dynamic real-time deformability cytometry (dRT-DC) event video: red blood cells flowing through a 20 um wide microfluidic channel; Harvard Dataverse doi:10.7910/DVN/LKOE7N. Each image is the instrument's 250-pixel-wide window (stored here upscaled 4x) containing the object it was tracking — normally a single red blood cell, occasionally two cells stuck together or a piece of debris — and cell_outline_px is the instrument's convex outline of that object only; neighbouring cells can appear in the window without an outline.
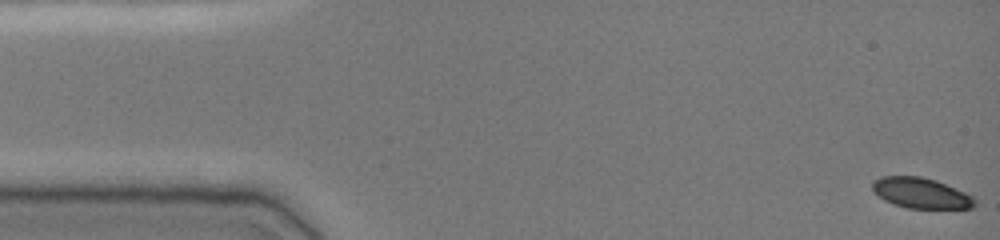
{"species": "common noctule bat (a hibernating species)", "species_latin": "Nyctalus noctula", "temperature_condition": "cold", "stored_images_in_passage": 48, "camera_frame_rate_fps": 3000, "um_per_image_px": 0.085, "animal": {"sex": "female", "body_mass_g": 19.0, "forearm_length_mm": 51.5}, "frame": {"image": 1, "passage_image": 1, "time_ms": 0.0, "image_size_px": [1000, 240], "cell_outline_px": [[976, 204], [972, 208], [908, 208], [892, 204], [884, 200], [872, 188], [872, 184], [880, 176], [920, 176], [936, 180], [964, 192], [972, 196], [976, 200]], "centroid_in_image_um": [78.29, 16.41], "position_along_channel_um": 6.7, "area_um2": 18.03}}
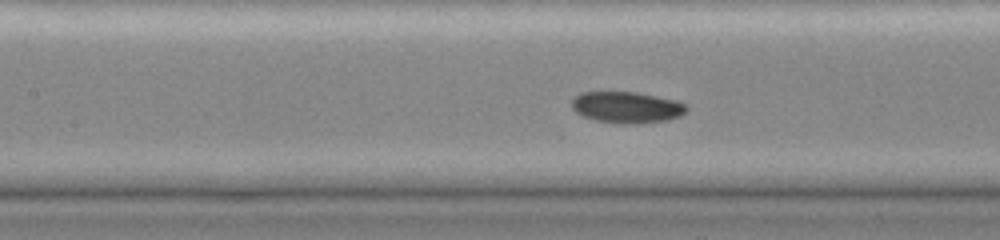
{"frame": {"image": 2, "passage_image": 22, "time_ms": 7.0, "image_size_px": [1000, 240], "cell_outline_px": [[688, 108], [680, 116], [668, 120], [632, 124], [624, 124], [596, 120], [584, 116], [576, 112], [572, 108], [572, 100], [580, 92], [636, 92], [676, 100], [684, 104]], "centroid_in_image_um": [53.27, 9.12], "position_along_channel_um": 154.1, "area_um2": 20.81}}
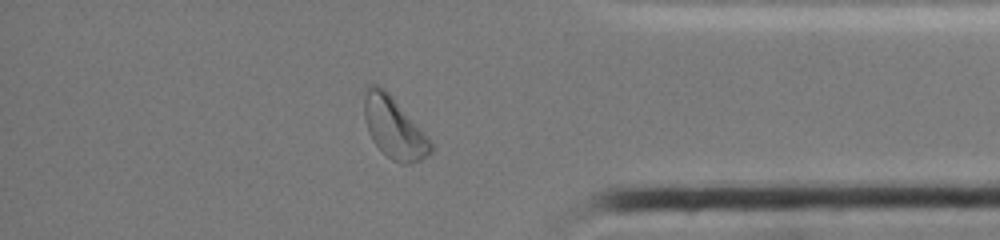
{"frame": {"image": 3, "passage_image": 42, "time_ms": 13.667, "image_size_px": [1000, 240], "cell_outline_px": [[436, 148], [432, 152], [420, 160], [412, 164], [400, 164], [392, 160], [372, 140], [368, 132], [364, 116], [364, 84], [376, 84], [384, 88], [392, 96], [420, 128]], "centroid_in_image_um": [33.47, 10.84], "position_along_channel_um": 401.7, "area_um2": 23.81}, "authors_computed_cell_mechanics": {"area_um2": 20.4323, "velocity_mm_per_s": 3.8574, "shape_relaxation_time_tau1_ms": 3.3445, "shape_relaxation_time_tau2_ms": null, "deformation_change_tau1": 0.1103, "deformation_change_tau2": null}}